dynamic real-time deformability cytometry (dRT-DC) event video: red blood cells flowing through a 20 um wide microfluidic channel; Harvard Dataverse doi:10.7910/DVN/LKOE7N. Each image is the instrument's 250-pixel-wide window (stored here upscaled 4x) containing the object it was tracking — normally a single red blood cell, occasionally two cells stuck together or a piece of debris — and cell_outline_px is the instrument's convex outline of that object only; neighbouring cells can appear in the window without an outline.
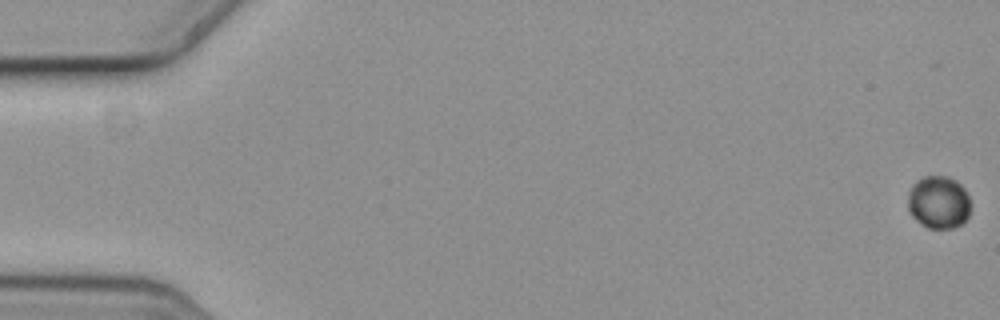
{"species": "common noctule bat (a hibernating species)", "species_latin": "Nyctalus noctula", "temperature_condition": "cold", "stored_images_in_passage": 6, "camera_frame_rate_fps": 3000, "um_per_image_px": 0.085, "animal": {"sex": "female", "body_mass_g": 19.3, "forearm_length_mm": 54.1}, "frame": {"image": 1, "passage_image": 1, "time_ms": 0.0, "image_size_px": [1000, 320], "cell_outline_px": [[972, 204], [968, 216], [960, 224], [952, 228], [928, 228], [920, 224], [912, 216], [908, 208], [908, 192], [916, 180], [924, 176], [948, 176], [956, 180], [964, 188]], "centroid_in_image_um": [79.78, 17.18], "position_along_channel_um": 5.2, "area_um2": 19.48}}
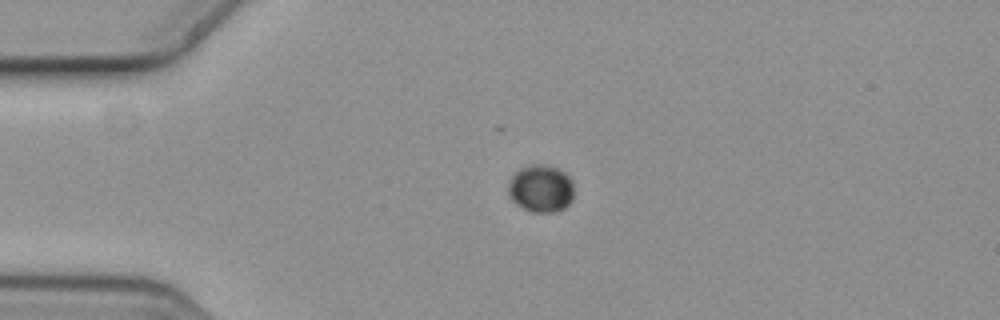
{"frame": {"image": 2, "passage_image": 5, "time_ms": 1.333, "image_size_px": [1000, 320], "cell_outline_px": [[572, 200], [564, 208], [556, 212], [532, 212], [516, 204], [508, 196], [508, 184], [512, 176], [520, 168], [528, 164], [548, 164], [564, 172], [572, 180]], "centroid_in_image_um": [45.95, 16.01], "position_along_channel_um": 39.0, "area_um2": 18.26}}